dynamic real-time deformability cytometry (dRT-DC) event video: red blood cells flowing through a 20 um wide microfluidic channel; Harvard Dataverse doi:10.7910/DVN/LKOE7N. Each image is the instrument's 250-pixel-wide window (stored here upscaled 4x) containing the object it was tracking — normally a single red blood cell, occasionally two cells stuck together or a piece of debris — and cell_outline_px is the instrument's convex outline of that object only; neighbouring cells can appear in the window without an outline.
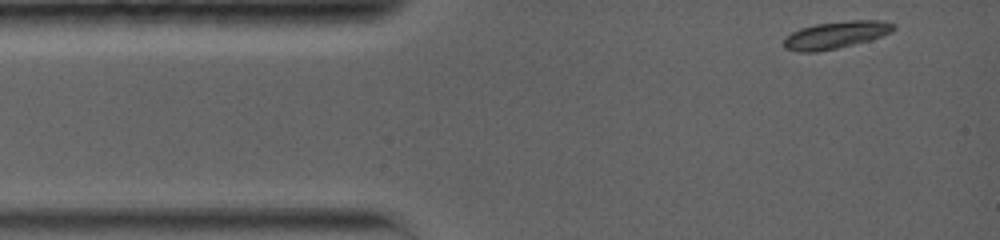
{"species": "common noctule bat (a hibernating species)", "species_latin": "Nyctalus noctula", "temperature_condition": "warm", "stored_images_in_passage": 37, "camera_frame_rate_fps": 5000, "um_per_image_px": 0.085, "animal": {"sex": "female", "body_mass_g": 19.0, "forearm_length_mm": 56.7}, "frame": {"image": 1, "passage_image": 1, "time_ms": 0.0, "image_size_px": [1000, 240], "cell_outline_px": [[896, 28], [892, 32], [868, 40], [836, 48], [816, 52], [796, 52], [784, 48], [784, 36], [800, 28], [816, 24], [852, 20], [880, 20], [896, 24]], "centroid_in_image_um": [71.02, 2.96], "position_along_channel_um": 14.0, "area_um2": 17.34}}
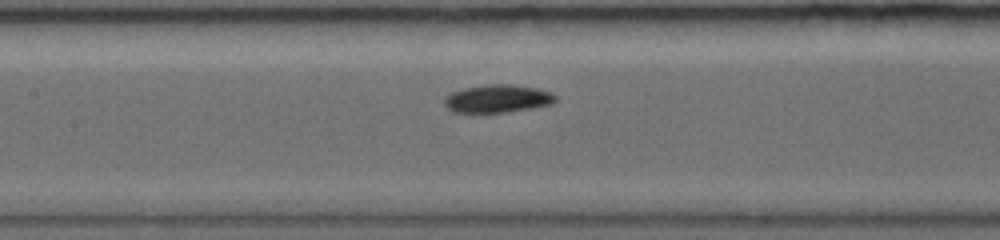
{"frame": {"image": 2, "passage_image": 16, "time_ms": 5.4, "image_size_px": [1000, 240], "cell_outline_px": [[556, 100], [552, 104], [532, 108], [508, 112], [472, 116], [452, 112], [444, 104], [444, 100], [452, 92], [464, 88], [488, 84], [512, 84], [536, 88], [552, 92], [556, 96]], "centroid_in_image_um": [42.25, 8.44], "position_along_channel_um": 165.2, "area_um2": 18.84}}
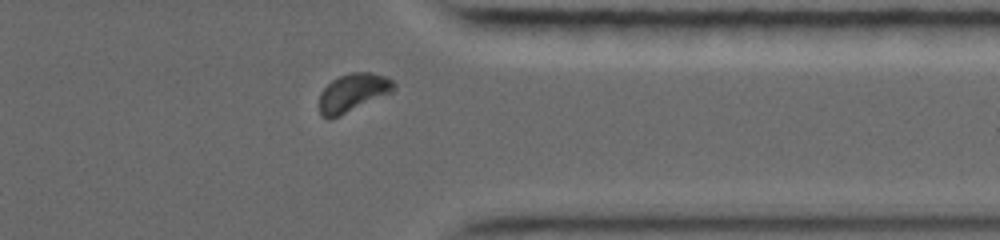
{"frame": {"image": 3, "passage_image": 32, "time_ms": 11.2, "image_size_px": [1000, 240], "cell_outline_px": [[396, 88], [392, 92], [340, 116], [328, 120], [320, 112], [320, 92], [332, 80], [340, 76], [352, 72], [372, 72], [384, 76], [392, 80], [396, 84]], "centroid_in_image_um": [30.01, 7.87], "position_along_channel_um": 381.4, "area_um2": 16.53}, "authors_computed_cell_mechanics": {"area_um2": 17.34, "velocity_mm_per_s": 3.7789, "shape_relaxation_time_tau1_ms": 2.3367, "shape_relaxation_time_tau2_ms": 8.42, "deformation_change_tau1": 0.0885, "deformation_change_tau2": 0.0775}}